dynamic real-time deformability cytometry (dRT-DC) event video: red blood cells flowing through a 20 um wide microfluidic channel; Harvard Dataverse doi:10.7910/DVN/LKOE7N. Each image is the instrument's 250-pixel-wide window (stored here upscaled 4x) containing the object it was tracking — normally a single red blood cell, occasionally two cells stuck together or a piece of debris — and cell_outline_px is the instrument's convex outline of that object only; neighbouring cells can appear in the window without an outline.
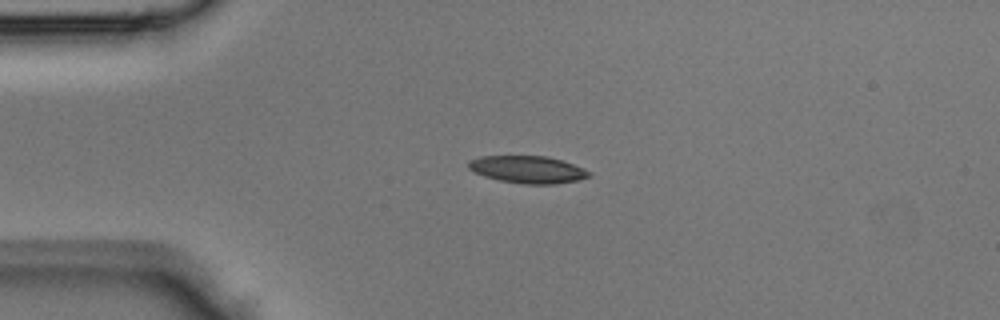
{"species": "Egyptian fruit bat (a non-hibernating species)", "species_latin": "Rousettus aegyptiacus", "temperature_condition": "room temperature", "stored_images_in_passage": 34, "camera_frame_rate_fps": 3000, "um_per_image_px": 0.085, "animal": {"sex": "male"}, "frame": {"image": 1, "passage_image": 1, "time_ms": 0.0, "image_size_px": [1000, 320], "cell_outline_px": [[592, 176], [580, 180], [556, 184], [524, 184], [500, 180], [484, 176], [468, 168], [468, 160], [480, 156], [548, 156], [584, 168], [592, 172]], "centroid_in_image_um": [44.89, 14.41], "position_along_channel_um": 40.1, "area_um2": 19.25}}
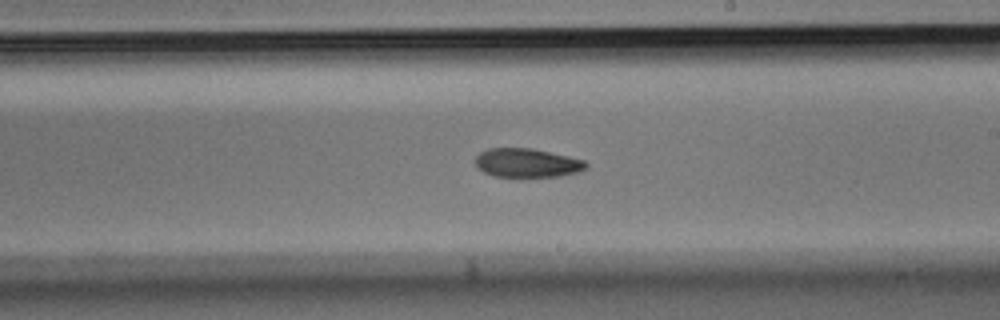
{"frame": {"image": 2, "passage_image": 16, "time_ms": 5.0, "image_size_px": [1000, 320], "cell_outline_px": [[588, 164], [584, 168], [576, 172], [560, 176], [520, 180], [492, 176], [484, 172], [476, 164], [476, 156], [480, 152], [488, 148], [532, 148], [568, 156], [584, 160]], "centroid_in_image_um": [44.77, 13.89], "position_along_channel_um": 244.2, "area_um2": 19.31}}
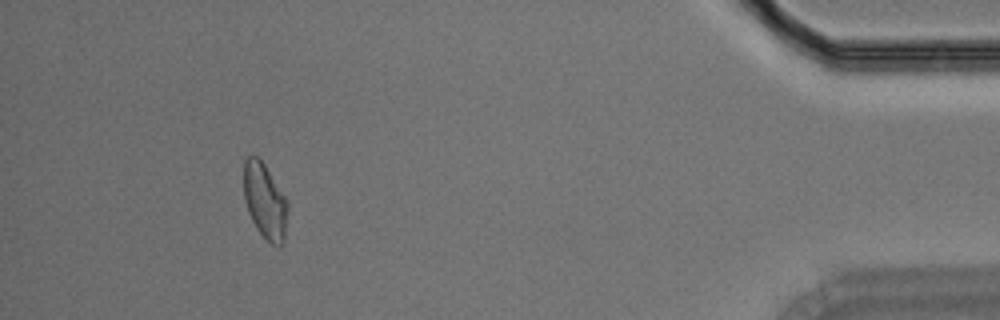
{"frame": {"image": 3, "passage_image": 31, "time_ms": 10.0, "image_size_px": [1000, 320], "cell_outline_px": [[288, 208], [284, 240], [280, 244], [272, 244], [256, 228], [248, 212], [244, 200], [244, 160], [248, 156], [256, 156], [264, 164], [288, 200]], "centroid_in_image_um": [22.51, 17.07], "position_along_channel_um": 412.7, "area_um2": 19.13}}